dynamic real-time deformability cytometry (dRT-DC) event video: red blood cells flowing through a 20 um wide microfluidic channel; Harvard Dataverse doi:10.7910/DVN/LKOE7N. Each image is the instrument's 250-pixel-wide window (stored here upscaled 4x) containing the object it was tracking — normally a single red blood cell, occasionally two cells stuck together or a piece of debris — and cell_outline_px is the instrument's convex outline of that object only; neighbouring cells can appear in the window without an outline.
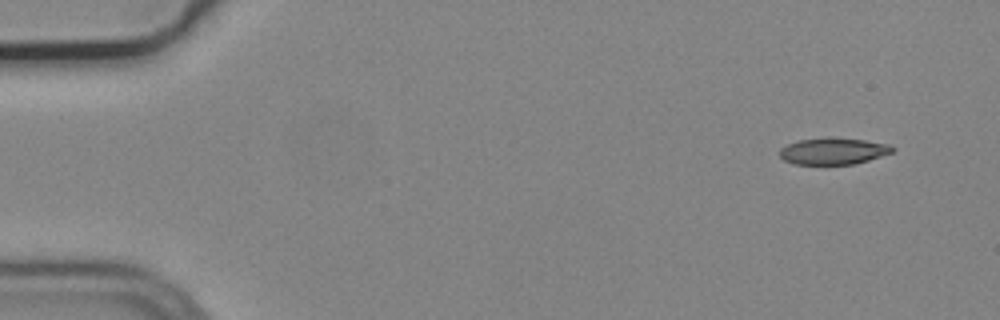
{"species": "common noctule bat (a hibernating species)", "species_latin": "Nyctalus noctula", "temperature_condition": "cold", "stored_images_in_passage": 4, "camera_frame_rate_fps": 3000, "um_per_image_px": 0.085, "animal": {"sex": "male", "body_mass_g": 19.2, "forearm_length_mm": 51.8}, "frame": {"image": 1, "passage_image": 1, "time_ms": 0.0, "image_size_px": [1000, 320], "cell_outline_px": [[896, 148], [892, 152], [868, 160], [852, 164], [796, 164], [784, 160], [780, 156], [780, 148], [788, 144], [800, 140], [864, 140], [892, 144]], "centroid_in_image_um": [70.86, 12.88], "position_along_channel_um": 14.1, "area_um2": 16.65}}
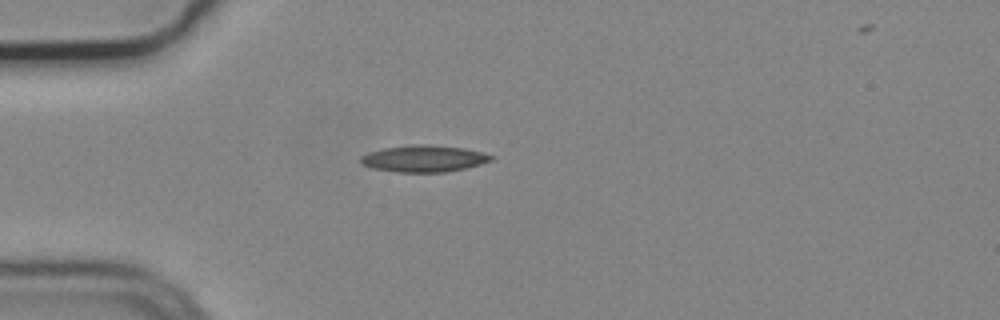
{"frame": {"image": 2, "passage_image": 4, "time_ms": 1.0, "image_size_px": [1000, 320], "cell_outline_px": [[496, 156], [492, 160], [480, 164], [464, 168], [444, 172], [396, 172], [372, 168], [364, 164], [360, 160], [360, 156], [384, 148], [412, 144], [428, 144], [464, 148]], "centroid_in_image_um": [36.04, 13.47], "position_along_channel_um": 49.0, "area_um2": 20.11}}